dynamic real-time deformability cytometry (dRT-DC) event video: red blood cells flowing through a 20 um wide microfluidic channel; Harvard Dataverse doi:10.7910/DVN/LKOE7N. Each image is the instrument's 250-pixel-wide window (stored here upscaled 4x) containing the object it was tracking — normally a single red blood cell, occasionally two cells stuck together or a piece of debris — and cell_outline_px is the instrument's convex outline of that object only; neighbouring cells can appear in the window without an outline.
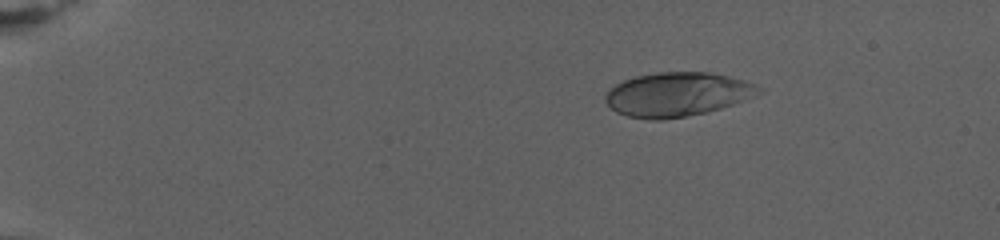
{"species": "human", "species_latin": "Homo sapiens", "temperature_condition": "warm", "stored_images_in_passage": 65, "camera_frame_rate_fps": 3000, "um_per_image_px": 0.085, "donor": {"sex": "female"}, "frame": {"image": 1, "passage_image": 1, "time_ms": 0.0, "image_size_px": [1000, 240], "cell_outline_px": [[764, 92], [744, 100], [708, 112], [660, 120], [652, 120], [628, 116], [616, 112], [604, 100], [604, 92], [616, 84], [624, 80], [636, 76], [660, 72], [708, 72], [728, 76], [744, 80], [756, 84], [764, 88]], "centroid_in_image_um": [57.58, 8.02], "position_along_channel_um": 27.4, "area_um2": 39.42}}
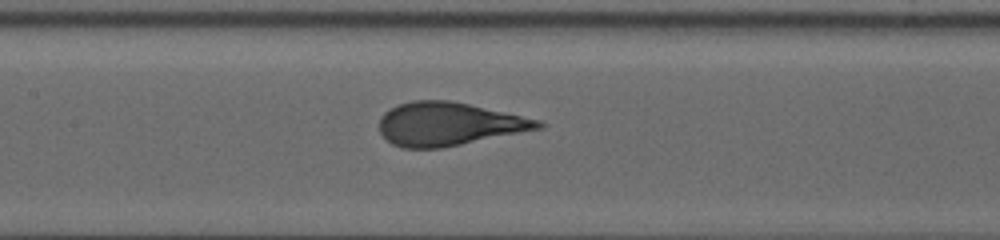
{"frame": {"image": 2, "passage_image": 28, "time_ms": 9.0, "image_size_px": [1000, 240], "cell_outline_px": [[544, 128], [440, 148], [404, 148], [392, 144], [380, 132], [380, 116], [388, 108], [412, 100], [448, 100], [468, 104], [540, 120], [544, 124]], "centroid_in_image_um": [38.12, 10.54], "position_along_channel_um": 169.3, "area_um2": 39.77}}
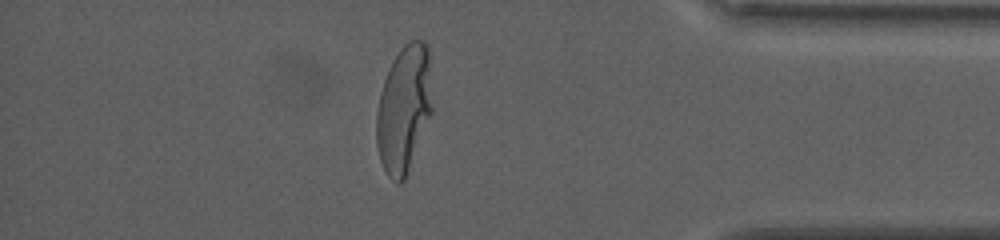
{"frame": {"image": 3, "passage_image": 56, "time_ms": 18.333, "image_size_px": [1000, 240], "cell_outline_px": [[432, 112], [404, 180], [400, 184], [396, 184], [388, 176], [380, 160], [376, 144], [376, 112], [380, 92], [384, 80], [396, 56], [404, 44], [412, 40], [424, 40], [428, 44], [432, 108]], "centroid_in_image_um": [34.32, 9.27], "position_along_channel_um": 400.9, "area_um2": 41.1}, "authors_computed_cell_mechanics": {"area_um2": 39.882, "velocity_mm_per_s": 2.7401, "shape_relaxation_time_tau1_ms": 6.5609, "shape_relaxation_time_tau2_ms": null, "deformation_change_tau1": 0.269, "deformation_change_tau2": null}}